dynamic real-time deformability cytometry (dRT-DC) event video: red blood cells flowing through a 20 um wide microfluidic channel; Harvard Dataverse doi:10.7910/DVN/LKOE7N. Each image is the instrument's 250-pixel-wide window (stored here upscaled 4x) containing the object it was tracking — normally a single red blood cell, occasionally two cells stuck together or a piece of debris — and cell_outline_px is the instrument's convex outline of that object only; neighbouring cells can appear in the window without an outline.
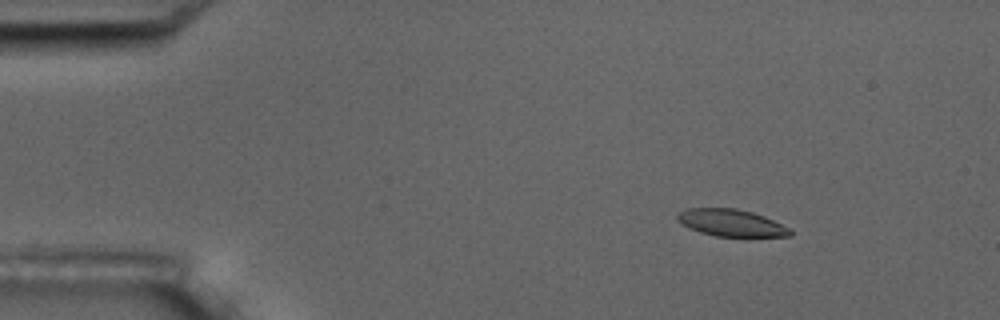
{"species": "common noctule bat (a hibernating species)", "species_latin": "Nyctalus noctula", "temperature_condition": "room temperature", "stored_images_in_passage": 16, "camera_frame_rate_fps": 3000, "um_per_image_px": 0.085, "animal": {"sex": "male", "body_mass_g": 17.5, "forearm_length_mm": 52.3}, "frame": {"image": 1, "passage_image": 3, "time_ms": 2.333, "image_size_px": [1000, 320], "cell_outline_px": [[792, 236], [748, 240], [716, 236], [700, 232], [688, 228], [676, 220], [676, 216], [680, 212], [688, 208], [736, 208], [752, 212], [764, 216], [788, 228], [792, 232]], "centroid_in_image_um": [62.21, 19.01], "position_along_channel_um": 22.8, "area_um2": 18.67}}
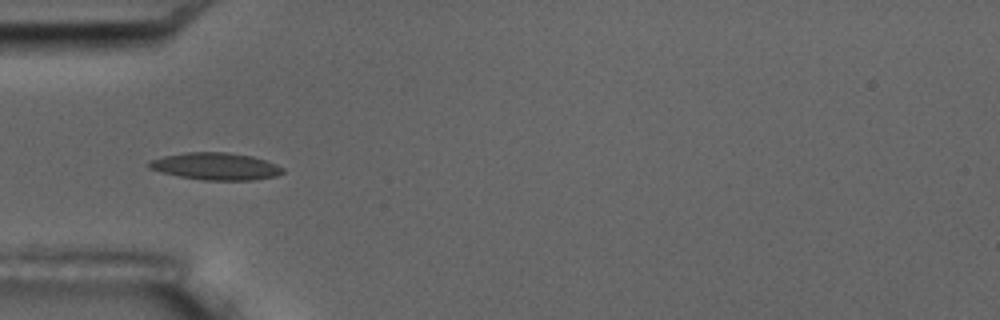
{"frame": {"image": 2, "passage_image": 5, "time_ms": 5.667, "image_size_px": [1000, 320], "cell_outline_px": [[284, 172], [276, 176], [252, 180], [204, 180], [180, 176], [160, 172], [148, 168], [148, 160], [164, 156], [184, 152], [228, 152], [252, 156], [268, 160], [284, 168]], "centroid_in_image_um": [18.34, 14.13], "position_along_channel_um": 66.7, "area_um2": 21.33}, "authors_computed_cell_mechanics": {"area_um2": 19.2763, "velocity_mm_per_s": 3.6602, "shape_relaxation_time_tau1_ms": 3.4643, "shape_relaxation_time_tau2_ms": 2.1336, "deformation_change_tau1": 0.0933, "deformation_change_tau2": 0.0702}}